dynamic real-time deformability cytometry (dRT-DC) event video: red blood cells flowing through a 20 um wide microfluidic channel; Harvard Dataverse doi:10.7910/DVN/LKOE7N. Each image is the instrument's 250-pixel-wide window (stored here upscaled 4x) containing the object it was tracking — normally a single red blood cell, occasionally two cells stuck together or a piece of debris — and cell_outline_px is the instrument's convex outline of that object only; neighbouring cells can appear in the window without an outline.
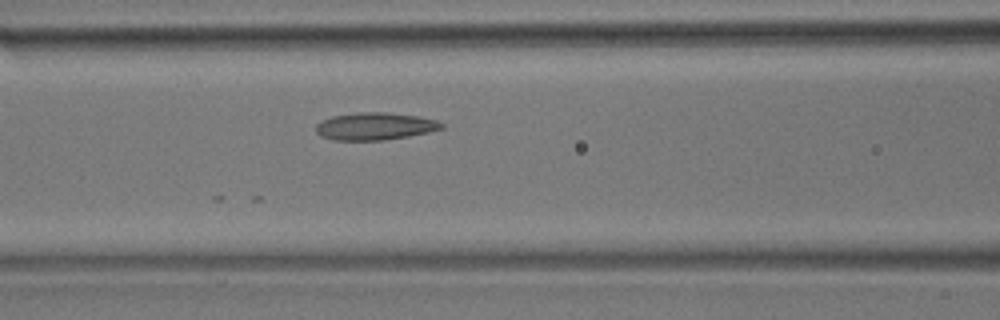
{"species": "common noctule bat (a hibernating species)", "species_latin": "Nyctalus noctula", "temperature_condition": "room temperature", "stored_images_in_passage": 15, "camera_frame_rate_fps": 3000, "um_per_image_px": 0.085, "animal": {"sex": "male", "body_mass_g": 17.9}, "frame": {"image": 1, "passage_image": 15, "time_ms": 4.667, "image_size_px": [1000, 320], "cell_outline_px": [[444, 128], [428, 132], [408, 136], [384, 140], [332, 140], [320, 136], [316, 132], [316, 124], [320, 120], [332, 116], [360, 112], [388, 112], [420, 116], [436, 120], [444, 124]], "centroid_in_image_um": [31.85, 10.73], "position_along_channel_um": 134.7, "area_um2": 20.23}}